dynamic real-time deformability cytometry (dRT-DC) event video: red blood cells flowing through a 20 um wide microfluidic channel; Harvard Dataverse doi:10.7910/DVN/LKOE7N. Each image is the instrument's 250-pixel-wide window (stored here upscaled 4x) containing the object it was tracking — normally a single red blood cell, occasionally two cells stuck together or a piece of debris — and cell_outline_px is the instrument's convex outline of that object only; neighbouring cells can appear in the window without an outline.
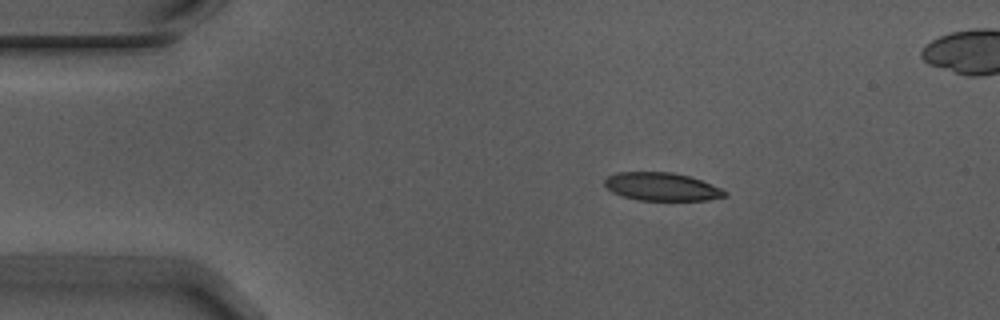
{"species": "Egyptian fruit bat (a non-hibernating species)", "species_latin": "Rousettus aegyptiacus", "temperature_condition": "warm", "stored_images_in_passage": 4, "camera_frame_rate_fps": 3000, "um_per_image_px": 0.085, "animal": {"sex": "male"}, "frame": {"image": 1, "passage_image": 1, "time_ms": 0.0, "image_size_px": [1000, 320], "cell_outline_px": [[728, 192], [724, 196], [708, 200], [636, 200], [620, 196], [612, 192], [604, 184], [604, 180], [608, 176], [616, 172], [672, 172], [688, 176], [700, 180], [720, 188]], "centroid_in_image_um": [56.19, 15.87], "position_along_channel_um": 28.8, "area_um2": 19.59}}